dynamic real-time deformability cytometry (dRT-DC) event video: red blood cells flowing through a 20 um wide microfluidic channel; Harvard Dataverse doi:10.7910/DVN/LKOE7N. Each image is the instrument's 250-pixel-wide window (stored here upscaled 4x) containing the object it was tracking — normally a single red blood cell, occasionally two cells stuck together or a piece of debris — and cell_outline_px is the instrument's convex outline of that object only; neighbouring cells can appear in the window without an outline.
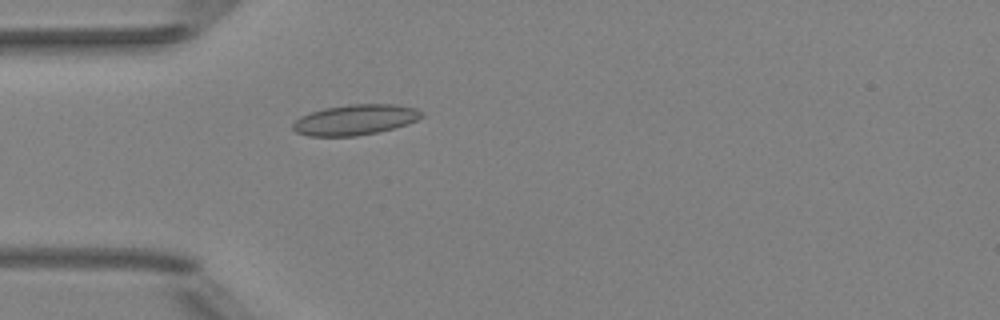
{"species": "Egyptian fruit bat (a non-hibernating species)", "species_latin": "Rousettus aegyptiacus", "temperature_condition": "room temperature", "stored_images_in_passage": 30, "camera_frame_rate_fps": 3000, "um_per_image_px": 0.085, "animal": {"sex": "female"}, "frame": {"image": 1, "passage_image": 1, "time_ms": 0.0, "image_size_px": [1000, 320], "cell_outline_px": [[424, 116], [408, 124], [380, 132], [356, 136], [308, 136], [296, 132], [292, 128], [292, 124], [300, 116], [324, 108], [348, 104], [396, 104], [416, 108], [424, 112]], "centroid_in_image_um": [30.22, 10.18], "position_along_channel_um": 54.8, "area_um2": 23.06}}
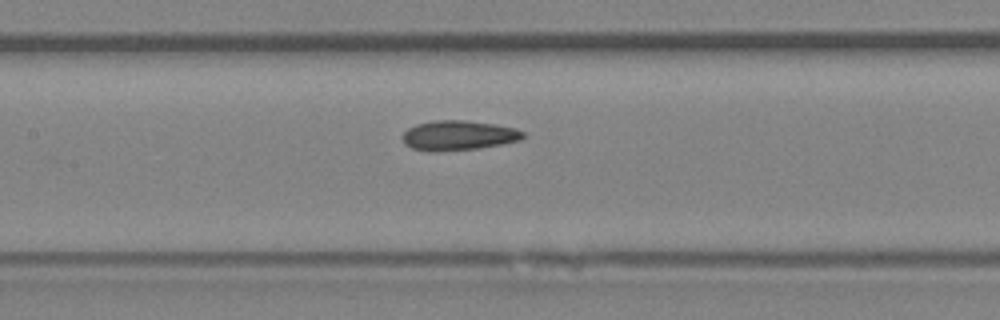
{"frame": {"image": 2, "passage_image": 10, "time_ms": 3.0, "image_size_px": [1000, 320], "cell_outline_px": [[524, 136], [520, 140], [480, 148], [436, 152], [412, 148], [404, 144], [404, 132], [408, 128], [416, 124], [436, 120], [464, 120], [496, 124], [516, 128], [524, 132]], "centroid_in_image_um": [38.98, 11.51], "position_along_channel_um": 168.4, "area_um2": 20.87}}
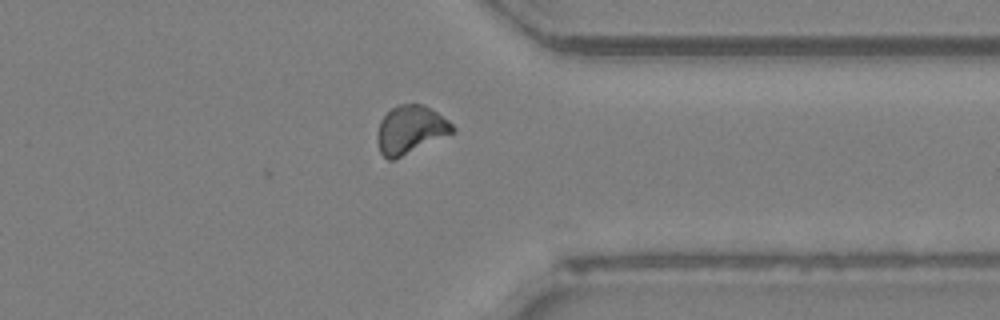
{"frame": {"image": 3, "passage_image": 26, "time_ms": 8.333, "image_size_px": [1000, 320], "cell_outline_px": [[456, 132], [392, 160], [388, 160], [380, 152], [376, 140], [376, 132], [380, 120], [396, 104], [424, 104], [448, 120], [456, 128]], "centroid_in_image_um": [34.88, 11.01], "position_along_channel_um": 376.5, "area_um2": 21.15}, "authors_computed_cell_mechanics": {"area_um2": 20.5479, "velocity_mm_per_s": 3.9847, "shape_relaxation_time_tau1_ms": 6.0178, "shape_relaxation_time_tau2_ms": 5.7593, "deformation_change_tau1": 0.0899, "deformation_change_tau2": 0.11}}